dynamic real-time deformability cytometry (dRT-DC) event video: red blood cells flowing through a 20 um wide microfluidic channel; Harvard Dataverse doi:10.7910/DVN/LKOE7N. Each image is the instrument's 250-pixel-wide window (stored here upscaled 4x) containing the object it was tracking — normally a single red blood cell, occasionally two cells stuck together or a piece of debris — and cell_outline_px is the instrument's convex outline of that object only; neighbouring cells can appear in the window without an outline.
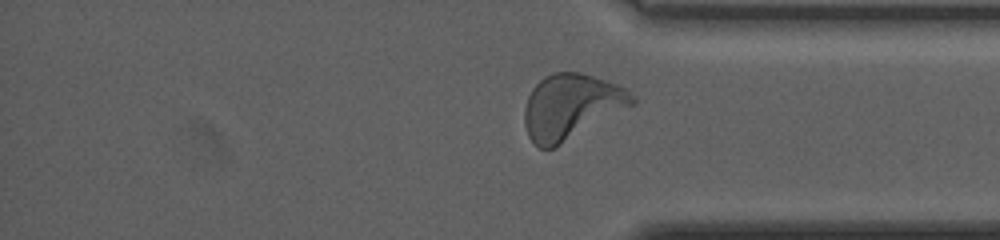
{"species": "human", "species_latin": "Homo sapiens", "temperature_condition": "warm", "stored_images_in_passage": 47, "segment_of_instrument_passage": [2, 2], "camera_frame_rate_fps": 3000, "um_per_image_px": 0.085, "donor": {"sex": "female"}, "frame": {"image": 1, "passage_image": 47, "time_ms": 15.333, "image_size_px": [1000, 240], "cell_outline_px": [[636, 100], [632, 104], [556, 148], [540, 148], [528, 136], [524, 124], [524, 108], [528, 96], [532, 88], [544, 76], [552, 72], [580, 72], [616, 84], [624, 88], [636, 96]], "centroid_in_image_um": [48.5, 9.06], "position_along_channel_um": 386.7, "area_um2": 40.52}}